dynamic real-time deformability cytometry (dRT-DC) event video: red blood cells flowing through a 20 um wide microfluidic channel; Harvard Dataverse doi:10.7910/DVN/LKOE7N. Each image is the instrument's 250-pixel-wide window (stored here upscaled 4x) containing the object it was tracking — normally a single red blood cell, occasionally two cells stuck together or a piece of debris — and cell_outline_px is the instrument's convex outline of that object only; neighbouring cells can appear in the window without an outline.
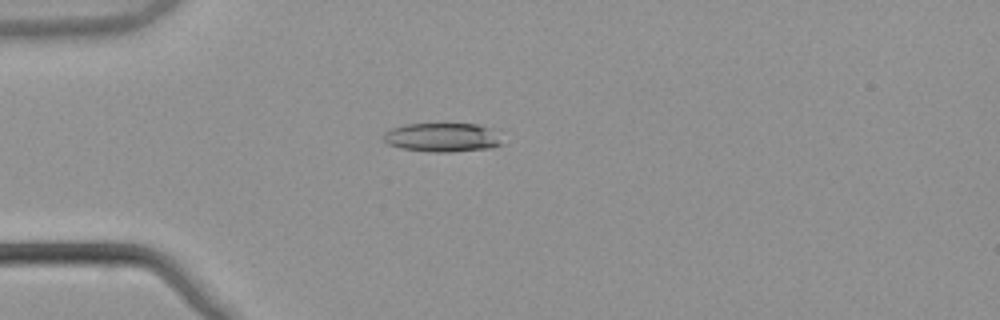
{"species": "common noctule bat (a hibernating species)", "species_latin": "Nyctalus noctula", "temperature_condition": "warm", "stored_images_in_passage": 50, "camera_frame_rate_fps": 3000, "um_per_image_px": 0.085, "animal": {"sex": "male", "body_mass_g": 21.5, "forearm_length_mm": 52.0}, "frame": {"image": 1, "passage_image": 12, "time_ms": 3.667, "image_size_px": [1000, 320], "cell_outline_px": [[500, 144], [492, 148], [452, 152], [428, 152], [400, 148], [388, 144], [380, 140], [380, 136], [384, 132], [392, 128], [408, 124], [476, 124], [488, 128]], "centroid_in_image_um": [37.43, 11.69], "position_along_channel_um": 47.6, "area_um2": 19.77}}
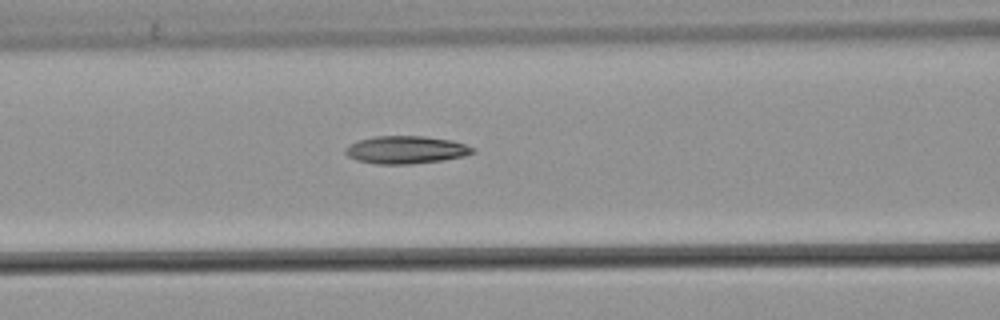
{"frame": {"image": 2, "passage_image": 20, "time_ms": 6.333, "image_size_px": [1000, 320], "cell_outline_px": [[476, 152], [464, 156], [444, 160], [412, 164], [376, 164], [356, 160], [348, 156], [344, 152], [344, 148], [360, 140], [376, 136], [424, 136], [452, 140], [476, 148]], "centroid_in_image_um": [34.54, 12.74], "position_along_channel_um": 132.1, "area_um2": 20.63}}
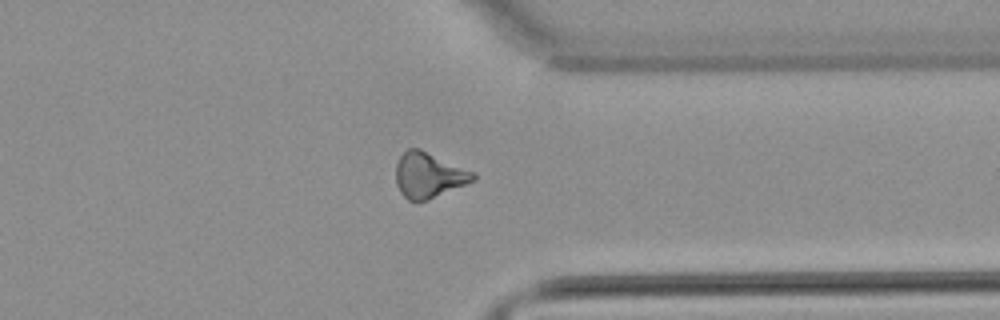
{"frame": {"image": 3, "passage_image": 39, "time_ms": 12.667, "image_size_px": [1000, 320], "cell_outline_px": [[476, 180], [428, 200], [408, 200], [400, 192], [396, 184], [396, 164], [400, 156], [408, 148], [420, 148], [476, 172]], "centroid_in_image_um": [36.46, 14.87], "position_along_channel_um": 374.9, "area_um2": 20.58}, "authors_computed_cell_mechanics": {"area_um2": 20.0277, "velocity_mm_per_s": 3.8781, "shape_relaxation_time_tau1_ms": null, "shape_relaxation_time_tau2_ms": 7.0429, "deformation_change_tau1": null, "deformation_change_tau2": 0.1984}}